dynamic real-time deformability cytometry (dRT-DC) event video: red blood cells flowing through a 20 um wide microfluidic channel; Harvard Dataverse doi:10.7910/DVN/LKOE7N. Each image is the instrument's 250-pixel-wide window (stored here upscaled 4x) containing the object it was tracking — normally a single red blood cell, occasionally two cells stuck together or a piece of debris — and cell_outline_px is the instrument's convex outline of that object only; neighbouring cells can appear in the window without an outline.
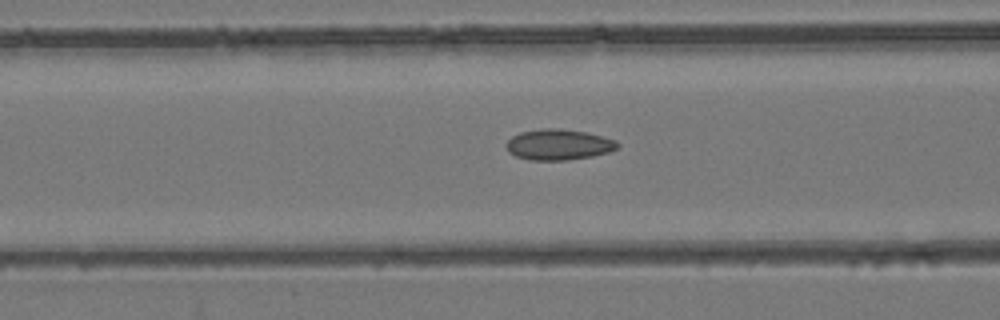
{"species": "common noctule bat (a hibernating species)", "species_latin": "Nyctalus noctula", "temperature_condition": "room temperature", "stored_images_in_passage": 44, "camera_frame_rate_fps": 3000, "um_per_image_px": 0.085, "animal": {"sex": "female", "body_mass_g": 24.6, "forearm_length_mm": 56.2}, "frame": {"image": 1, "passage_image": 12, "time_ms": 3.667, "image_size_px": [1000, 320], "cell_outline_px": [[620, 144], [616, 148], [608, 152], [592, 156], [564, 160], [528, 160], [516, 156], [508, 152], [504, 144], [512, 136], [520, 132], [544, 128], [560, 128], [584, 132], [616, 140]], "centroid_in_image_um": [47.43, 12.29], "position_along_channel_um": 119.2, "area_um2": 19.88}}
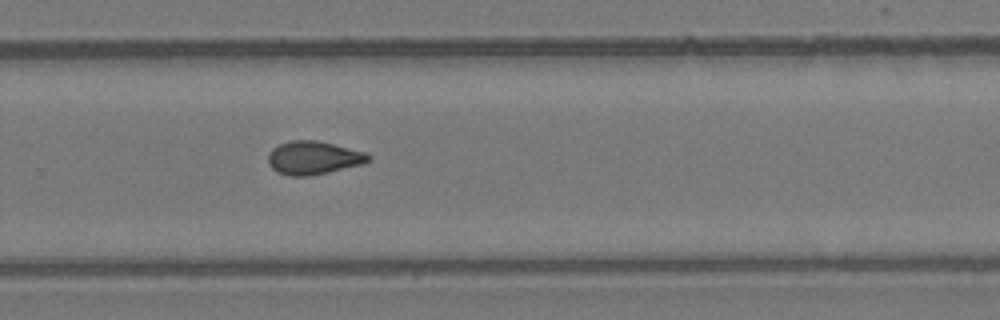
{"frame": {"image": 2, "passage_image": 26, "time_ms": 8.333, "image_size_px": [1000, 320], "cell_outline_px": [[372, 160], [364, 164], [328, 172], [308, 176], [288, 176], [276, 172], [268, 164], [268, 152], [272, 148], [280, 144], [292, 140], [316, 140], [364, 152], [372, 156]], "centroid_in_image_um": [26.63, 13.42], "position_along_channel_um": 303.2, "area_um2": 19.54}}
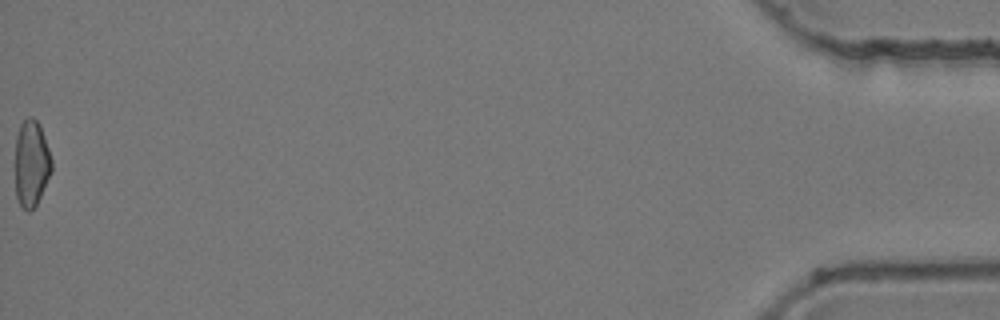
{"frame": {"image": 3, "passage_image": 44, "time_ms": 14.333, "image_size_px": [1000, 320], "cell_outline_px": [[52, 172], [36, 204], [28, 212], [20, 208], [16, 196], [16, 136], [20, 124], [28, 116], [32, 116], [40, 124], [52, 160]], "centroid_in_image_um": [2.67, 13.89], "position_along_channel_um": 432.5, "area_um2": 18.44}, "authors_computed_cell_mechanics": {"area_um2": 18.9295, "velocity_mm_per_s": 3.952, "shape_relaxation_time_tau1_ms": null, "shape_relaxation_time_tau2_ms": 3.494, "deformation_change_tau1": null, "deformation_change_tau2": 0.0983}}